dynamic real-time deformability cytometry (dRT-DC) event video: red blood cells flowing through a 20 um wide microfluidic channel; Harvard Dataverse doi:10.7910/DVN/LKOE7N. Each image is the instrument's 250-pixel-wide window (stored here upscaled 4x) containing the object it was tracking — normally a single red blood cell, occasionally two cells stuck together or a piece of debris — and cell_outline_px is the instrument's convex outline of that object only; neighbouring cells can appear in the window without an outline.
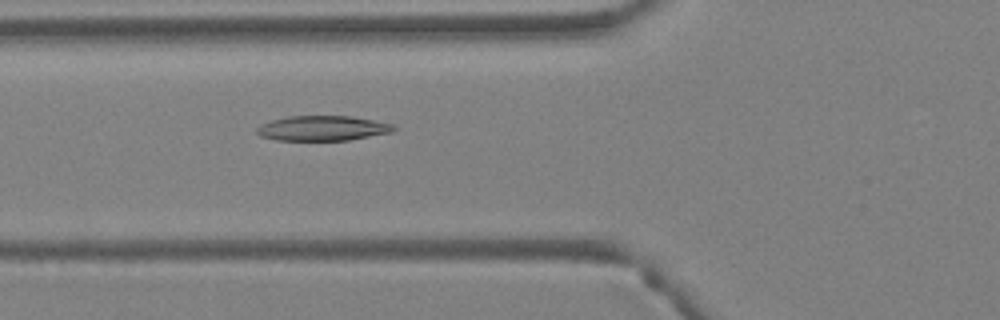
{"species": "Egyptian fruit bat (a non-hibernating species)", "species_latin": "Rousettus aegyptiacus", "temperature_condition": "warm", "stored_images_in_passage": 7, "camera_frame_rate_fps": 3000, "um_per_image_px": 0.085, "animal": {"sex": "female"}, "frame": {"image": 1, "passage_image": 7, "time_ms": 2.0, "image_size_px": [1000, 320], "cell_outline_px": [[396, 128], [392, 132], [348, 140], [276, 140], [260, 136], [256, 132], [256, 128], [260, 124], [272, 120], [288, 116], [352, 116], [396, 124]], "centroid_in_image_um": [27.43, 10.89], "position_along_channel_um": 98.4, "area_um2": 20.0}}